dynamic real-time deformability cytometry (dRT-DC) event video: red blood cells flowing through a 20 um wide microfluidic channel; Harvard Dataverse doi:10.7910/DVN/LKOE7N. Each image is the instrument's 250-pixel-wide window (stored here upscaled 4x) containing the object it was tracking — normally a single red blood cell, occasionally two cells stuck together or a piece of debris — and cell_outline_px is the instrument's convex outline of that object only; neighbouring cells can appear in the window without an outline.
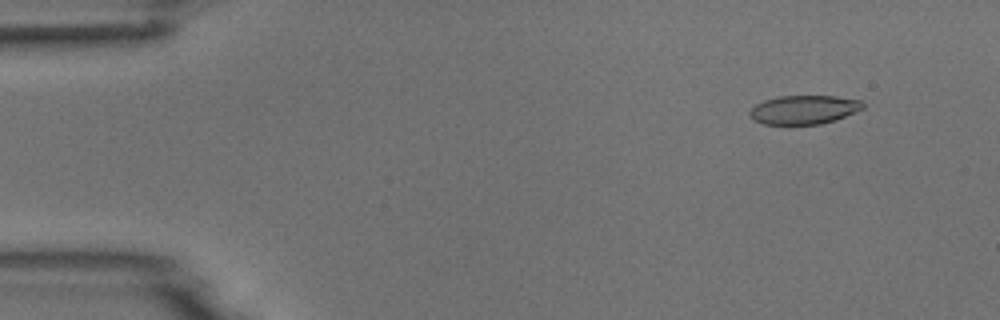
{"species": "common noctule bat (a hibernating species)", "species_latin": "Nyctalus noctula", "temperature_condition": "room temperature", "stored_images_in_passage": 4, "camera_frame_rate_fps": 3000, "um_per_image_px": 0.085, "animal": {"sex": "male", "body_mass_g": 18.8}, "frame": {"image": 1, "passage_image": 2, "time_ms": 0.333, "image_size_px": [1000, 320], "cell_outline_px": [[864, 108], [836, 120], [820, 124], [764, 124], [752, 120], [748, 116], [748, 112], [756, 104], [764, 100], [780, 96], [836, 96], [860, 100], [864, 104]], "centroid_in_image_um": [68.31, 9.32], "position_along_channel_um": 16.7, "area_um2": 19.07}}